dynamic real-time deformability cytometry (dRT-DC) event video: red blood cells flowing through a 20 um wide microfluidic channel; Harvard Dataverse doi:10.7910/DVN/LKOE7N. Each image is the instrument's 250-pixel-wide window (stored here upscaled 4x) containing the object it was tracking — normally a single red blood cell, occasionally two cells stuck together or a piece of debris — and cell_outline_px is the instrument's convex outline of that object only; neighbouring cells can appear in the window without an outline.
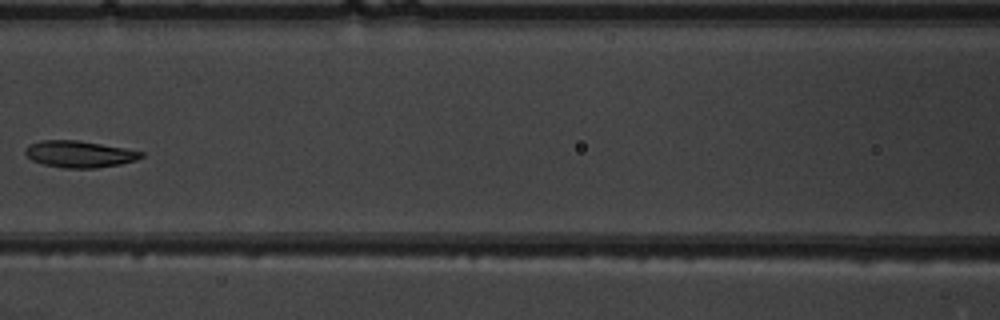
{"species": "common noctule bat (a hibernating species)", "species_latin": "Nyctalus noctula", "temperature_condition": "warm", "stored_images_in_passage": 7, "camera_frame_rate_fps": 3000, "um_per_image_px": 0.085, "animal": {"sex": "male", "body_mass_g": 19.5, "forearm_length_mm": 54.6}, "frame": {"image": 1, "passage_image": 6, "time_ms": 6.0, "image_size_px": [1000, 320], "cell_outline_px": [[144, 156], [136, 160], [120, 164], [96, 168], [64, 168], [44, 164], [32, 160], [24, 152], [24, 148], [40, 140], [76, 140], [124, 148], [144, 152]], "centroid_in_image_um": [6.75, 13.1], "position_along_channel_um": 159.8, "area_um2": 17.86}}
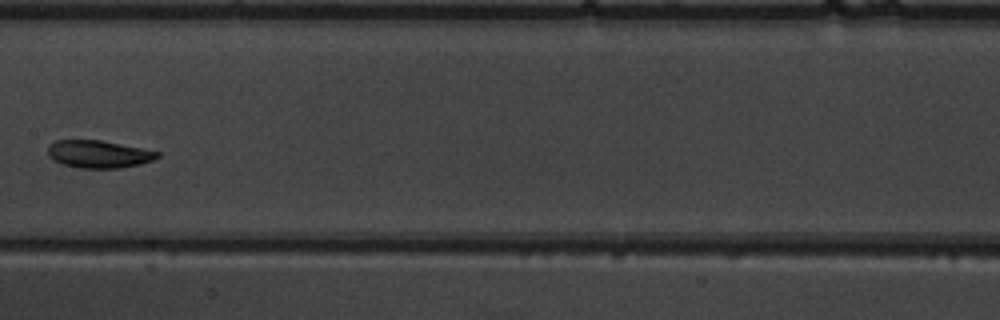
{"frame": {"image": 2, "passage_image": 7, "time_ms": 7.0, "image_size_px": [1000, 320], "cell_outline_px": [[160, 156], [152, 160], [140, 164], [120, 168], [80, 168], [64, 164], [52, 160], [48, 156], [48, 144], [56, 140], [100, 140], [160, 152]], "centroid_in_image_um": [8.35, 13.1], "position_along_channel_um": 199.0, "area_um2": 17.51}}